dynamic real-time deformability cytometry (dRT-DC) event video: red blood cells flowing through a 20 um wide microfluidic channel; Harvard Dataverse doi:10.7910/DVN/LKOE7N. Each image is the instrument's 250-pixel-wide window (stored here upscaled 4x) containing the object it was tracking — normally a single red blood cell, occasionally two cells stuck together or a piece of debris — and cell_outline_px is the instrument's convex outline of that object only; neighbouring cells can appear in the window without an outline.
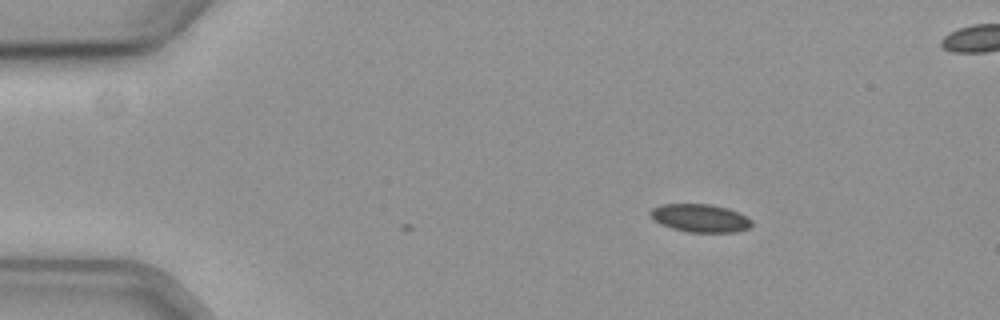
{"species": "common noctule bat (a hibernating species)", "species_latin": "Nyctalus noctula", "temperature_condition": "cold", "stored_images_in_passage": 2, "camera_frame_rate_fps": 3000, "um_per_image_px": 0.085, "animal": {"sex": "female", "body_mass_g": 19.3, "forearm_length_mm": 54.1}, "frame": {"image": 1, "passage_image": 2, "time_ms": 0.333, "image_size_px": [1000, 320], "cell_outline_px": [[752, 228], [736, 232], [688, 232], [672, 228], [660, 224], [652, 216], [652, 208], [660, 204], [712, 204], [728, 208], [748, 216], [752, 220]], "centroid_in_image_um": [59.59, 18.54], "position_along_channel_um": 25.4, "area_um2": 16.65}}